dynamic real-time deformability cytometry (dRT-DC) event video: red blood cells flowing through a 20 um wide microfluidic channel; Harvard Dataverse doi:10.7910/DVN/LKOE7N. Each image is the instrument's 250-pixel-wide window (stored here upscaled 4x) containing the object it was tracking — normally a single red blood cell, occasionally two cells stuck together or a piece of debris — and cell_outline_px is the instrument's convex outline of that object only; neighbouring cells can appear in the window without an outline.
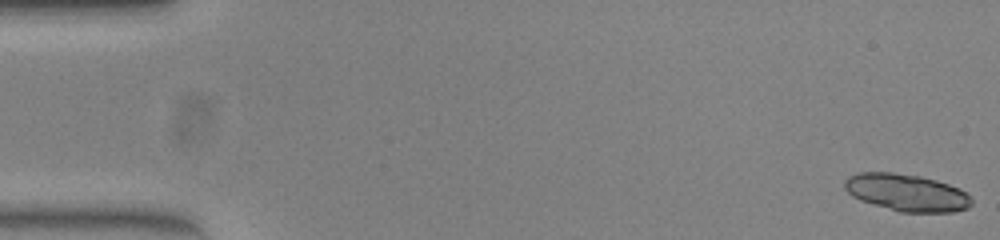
{"species": "common noctule bat (a hibernating species)", "species_latin": "Nyctalus noctula", "temperature_condition": "warm", "stored_images_in_passage": 53, "camera_frame_rate_fps": 3000, "um_per_image_px": 0.085, "animal": {"sex": "female", "body_mass_g": 23.0, "forearm_length_mm": 53.4}, "frame": {"image": 1, "passage_image": 1, "time_ms": 0.0, "image_size_px": [1000, 240], "cell_outline_px": [[972, 204], [968, 208], [952, 212], [900, 212], [872, 204], [860, 200], [852, 196], [844, 188], [844, 180], [848, 176], [860, 172], [892, 172], [920, 176], [936, 180], [960, 188], [972, 196]], "centroid_in_image_um": [77.07, 16.37], "position_along_channel_um": 7.9, "area_um2": 27.69}}
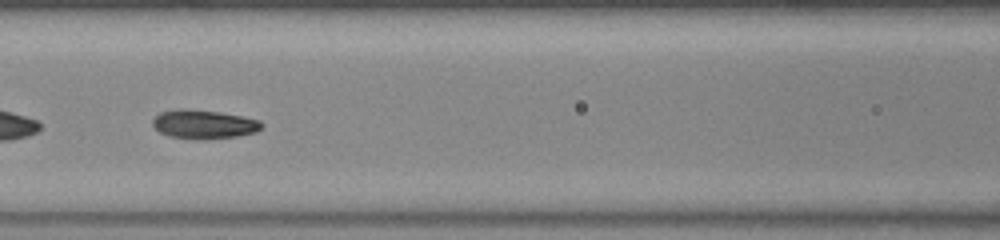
{"frame": {"image": 2, "passage_image": 24, "time_ms": 7.667, "image_size_px": [1000, 240], "cell_outline_px": [[264, 124], [256, 132], [236, 136], [196, 140], [168, 136], [160, 132], [152, 124], [152, 120], [160, 112], [180, 108], [184, 108], [220, 112], [260, 120]], "centroid_in_image_um": [17.3, 10.56], "position_along_channel_um": 149.3, "area_um2": 18.32}}
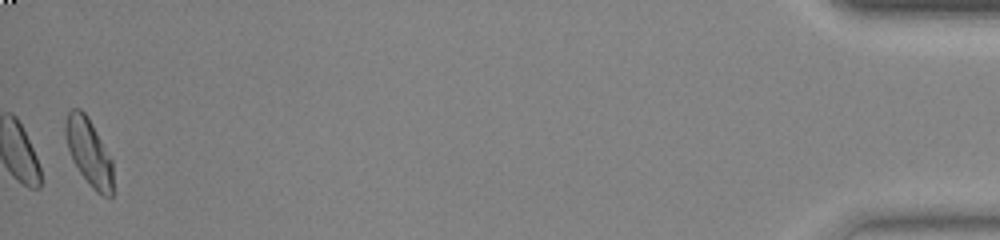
{"frame": {"image": 3, "passage_image": 53, "time_ms": 17.333, "image_size_px": [1000, 240], "cell_outline_px": [[112, 196], [104, 196], [96, 192], [92, 188], [80, 172], [72, 160], [68, 148], [64, 132], [64, 124], [68, 112], [72, 108], [80, 108], [88, 116], [112, 160]], "centroid_in_image_um": [7.53, 12.9], "position_along_channel_um": 427.7, "area_um2": 18.5}, "authors_computed_cell_mechanics": {"area_um2": 18.3226, "velocity_mm_per_s": 3.8679, "shape_relaxation_time_tau1_ms": 3.78, "shape_relaxation_time_tau2_ms": 1.3824, "deformation_change_tau1": 0.1662, "deformation_change_tau2": 0.0635}}